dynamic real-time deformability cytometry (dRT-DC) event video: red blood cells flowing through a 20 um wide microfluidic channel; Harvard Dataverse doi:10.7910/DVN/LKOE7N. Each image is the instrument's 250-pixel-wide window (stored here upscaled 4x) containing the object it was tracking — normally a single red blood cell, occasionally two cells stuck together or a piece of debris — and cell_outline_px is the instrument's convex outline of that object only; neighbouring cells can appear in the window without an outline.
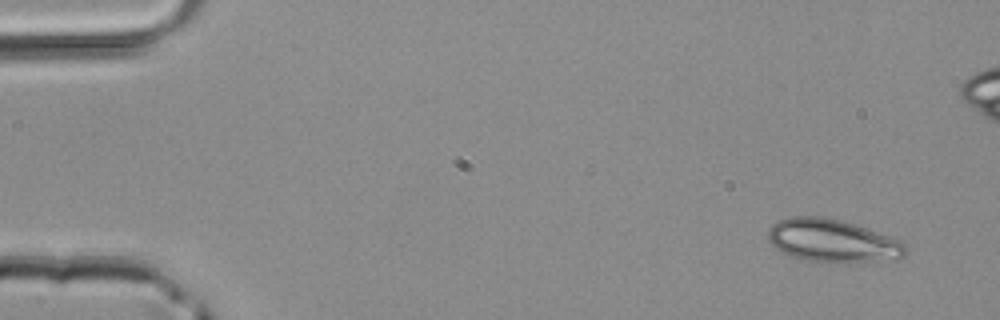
{"species": "common noctule bat (a hibernating species)", "species_latin": "Nyctalus noctula", "temperature_condition": "room temperature", "stored_images_in_passage": 4, "camera_frame_rate_fps": 3000, "um_per_image_px": 0.085, "animal": {"sex": "male", "body_mass_g": 20.4}, "frame": {"image": 1, "passage_image": 1, "time_ms": 0.0, "image_size_px": [1000, 320], "cell_outline_px": [[908, 252], [904, 256], [868, 260], [804, 260], [780, 252], [768, 240], [768, 228], [776, 220], [792, 216], [824, 216], [856, 224], [904, 240], [908, 244]], "centroid_in_image_um": [70.74, 20.4], "position_along_channel_um": 14.3, "area_um2": 33.99}}